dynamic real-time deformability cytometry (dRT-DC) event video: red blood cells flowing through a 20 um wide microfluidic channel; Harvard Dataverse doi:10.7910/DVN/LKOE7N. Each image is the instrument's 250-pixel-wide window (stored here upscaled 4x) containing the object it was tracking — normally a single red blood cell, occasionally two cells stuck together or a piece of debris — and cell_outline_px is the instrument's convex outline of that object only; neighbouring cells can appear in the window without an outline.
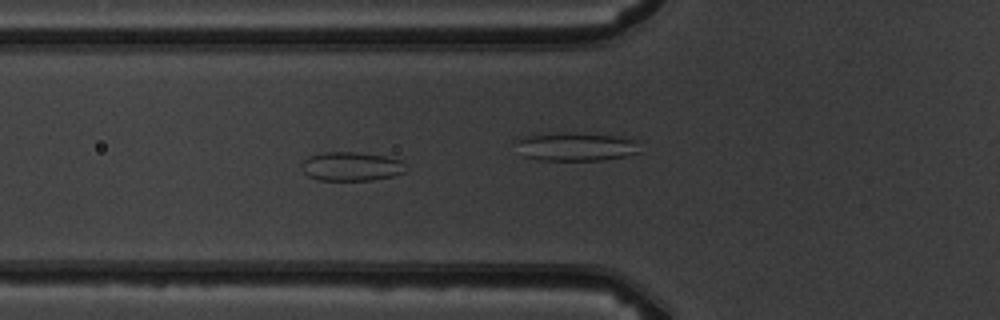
{"species": "common noctule bat (a hibernating species)", "species_latin": "Nyctalus noctula", "temperature_condition": "warm", "stored_images_in_passage": 7, "camera_frame_rate_fps": 3000, "um_per_image_px": 0.085, "animal": {"sex": "male", "body_mass_g": 19.5, "forearm_length_mm": 54.6}, "frame": {"image": 1, "passage_image": 7, "time_ms": 6.667, "image_size_px": [1000, 320], "cell_outline_px": [[408, 168], [404, 172], [392, 176], [372, 180], [320, 180], [308, 176], [304, 172], [300, 164], [308, 156], [324, 152], [352, 152], [384, 156], [400, 160]], "centroid_in_image_um": [29.84, 14.15], "position_along_channel_um": 96.0, "area_um2": 17.51}}